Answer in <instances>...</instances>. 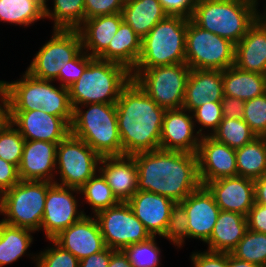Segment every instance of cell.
<instances>
[{"label":"cell","mask_w":266,"mask_h":267,"mask_svg":"<svg viewBox=\"0 0 266 267\" xmlns=\"http://www.w3.org/2000/svg\"><path fill=\"white\" fill-rule=\"evenodd\" d=\"M0 132L11 122L9 91L4 83L0 81Z\"/></svg>","instance_id":"51"},{"label":"cell","mask_w":266,"mask_h":267,"mask_svg":"<svg viewBox=\"0 0 266 267\" xmlns=\"http://www.w3.org/2000/svg\"><path fill=\"white\" fill-rule=\"evenodd\" d=\"M159 2L168 15L191 19L198 0H159Z\"/></svg>","instance_id":"47"},{"label":"cell","mask_w":266,"mask_h":267,"mask_svg":"<svg viewBox=\"0 0 266 267\" xmlns=\"http://www.w3.org/2000/svg\"><path fill=\"white\" fill-rule=\"evenodd\" d=\"M223 90L222 70L191 69L182 108L192 112L207 102H221Z\"/></svg>","instance_id":"24"},{"label":"cell","mask_w":266,"mask_h":267,"mask_svg":"<svg viewBox=\"0 0 266 267\" xmlns=\"http://www.w3.org/2000/svg\"><path fill=\"white\" fill-rule=\"evenodd\" d=\"M11 123L25 140L59 143L69 133L70 126L61 118L40 109L11 111Z\"/></svg>","instance_id":"16"},{"label":"cell","mask_w":266,"mask_h":267,"mask_svg":"<svg viewBox=\"0 0 266 267\" xmlns=\"http://www.w3.org/2000/svg\"><path fill=\"white\" fill-rule=\"evenodd\" d=\"M263 78H264L265 88H266V68H265V70L263 72Z\"/></svg>","instance_id":"59"},{"label":"cell","mask_w":266,"mask_h":267,"mask_svg":"<svg viewBox=\"0 0 266 267\" xmlns=\"http://www.w3.org/2000/svg\"><path fill=\"white\" fill-rule=\"evenodd\" d=\"M185 59L190 69L225 70L235 63V44L188 19Z\"/></svg>","instance_id":"10"},{"label":"cell","mask_w":266,"mask_h":267,"mask_svg":"<svg viewBox=\"0 0 266 267\" xmlns=\"http://www.w3.org/2000/svg\"><path fill=\"white\" fill-rule=\"evenodd\" d=\"M20 181L18 168L0 158V195Z\"/></svg>","instance_id":"48"},{"label":"cell","mask_w":266,"mask_h":267,"mask_svg":"<svg viewBox=\"0 0 266 267\" xmlns=\"http://www.w3.org/2000/svg\"><path fill=\"white\" fill-rule=\"evenodd\" d=\"M188 216L189 238L206 242L221 211L212 193L204 185H200L180 202Z\"/></svg>","instance_id":"19"},{"label":"cell","mask_w":266,"mask_h":267,"mask_svg":"<svg viewBox=\"0 0 266 267\" xmlns=\"http://www.w3.org/2000/svg\"><path fill=\"white\" fill-rule=\"evenodd\" d=\"M106 246L113 250L147 240L151 235L127 202L99 211L95 215Z\"/></svg>","instance_id":"13"},{"label":"cell","mask_w":266,"mask_h":267,"mask_svg":"<svg viewBox=\"0 0 266 267\" xmlns=\"http://www.w3.org/2000/svg\"><path fill=\"white\" fill-rule=\"evenodd\" d=\"M249 2L253 5V6H255L256 8L258 7L257 5H258V0H249Z\"/></svg>","instance_id":"57"},{"label":"cell","mask_w":266,"mask_h":267,"mask_svg":"<svg viewBox=\"0 0 266 267\" xmlns=\"http://www.w3.org/2000/svg\"><path fill=\"white\" fill-rule=\"evenodd\" d=\"M132 80L123 65L94 58L69 89L72 108L84 104L116 103L122 89Z\"/></svg>","instance_id":"4"},{"label":"cell","mask_w":266,"mask_h":267,"mask_svg":"<svg viewBox=\"0 0 266 267\" xmlns=\"http://www.w3.org/2000/svg\"><path fill=\"white\" fill-rule=\"evenodd\" d=\"M245 102L241 99L223 96L221 100L223 118L243 119Z\"/></svg>","instance_id":"50"},{"label":"cell","mask_w":266,"mask_h":267,"mask_svg":"<svg viewBox=\"0 0 266 267\" xmlns=\"http://www.w3.org/2000/svg\"><path fill=\"white\" fill-rule=\"evenodd\" d=\"M122 155L160 149L165 108L147 95L132 79L115 103Z\"/></svg>","instance_id":"2"},{"label":"cell","mask_w":266,"mask_h":267,"mask_svg":"<svg viewBox=\"0 0 266 267\" xmlns=\"http://www.w3.org/2000/svg\"><path fill=\"white\" fill-rule=\"evenodd\" d=\"M222 211L247 216L255 203L254 180L246 177H223L205 185Z\"/></svg>","instance_id":"20"},{"label":"cell","mask_w":266,"mask_h":267,"mask_svg":"<svg viewBox=\"0 0 266 267\" xmlns=\"http://www.w3.org/2000/svg\"><path fill=\"white\" fill-rule=\"evenodd\" d=\"M99 164V172L119 202H127L138 191V170L133 156H103Z\"/></svg>","instance_id":"22"},{"label":"cell","mask_w":266,"mask_h":267,"mask_svg":"<svg viewBox=\"0 0 266 267\" xmlns=\"http://www.w3.org/2000/svg\"><path fill=\"white\" fill-rule=\"evenodd\" d=\"M101 156L85 141L69 133L56 149V169L60 180L55 184L80 189L99 168Z\"/></svg>","instance_id":"11"},{"label":"cell","mask_w":266,"mask_h":267,"mask_svg":"<svg viewBox=\"0 0 266 267\" xmlns=\"http://www.w3.org/2000/svg\"><path fill=\"white\" fill-rule=\"evenodd\" d=\"M246 216L231 211H220L210 238L205 242L208 250L214 252L231 251L237 246L247 231Z\"/></svg>","instance_id":"27"},{"label":"cell","mask_w":266,"mask_h":267,"mask_svg":"<svg viewBox=\"0 0 266 267\" xmlns=\"http://www.w3.org/2000/svg\"><path fill=\"white\" fill-rule=\"evenodd\" d=\"M194 267H228V253L226 252H194L191 256Z\"/></svg>","instance_id":"46"},{"label":"cell","mask_w":266,"mask_h":267,"mask_svg":"<svg viewBox=\"0 0 266 267\" xmlns=\"http://www.w3.org/2000/svg\"><path fill=\"white\" fill-rule=\"evenodd\" d=\"M53 30L51 39L40 48L26 70L32 76L48 81H56L67 62L83 50L78 29Z\"/></svg>","instance_id":"12"},{"label":"cell","mask_w":266,"mask_h":267,"mask_svg":"<svg viewBox=\"0 0 266 267\" xmlns=\"http://www.w3.org/2000/svg\"><path fill=\"white\" fill-rule=\"evenodd\" d=\"M190 70L186 64H171L149 69H133L131 77L158 106L179 109L183 106Z\"/></svg>","instance_id":"9"},{"label":"cell","mask_w":266,"mask_h":267,"mask_svg":"<svg viewBox=\"0 0 266 267\" xmlns=\"http://www.w3.org/2000/svg\"><path fill=\"white\" fill-rule=\"evenodd\" d=\"M108 267H133L123 250H113Z\"/></svg>","instance_id":"54"},{"label":"cell","mask_w":266,"mask_h":267,"mask_svg":"<svg viewBox=\"0 0 266 267\" xmlns=\"http://www.w3.org/2000/svg\"><path fill=\"white\" fill-rule=\"evenodd\" d=\"M162 237L173 242L180 247L184 244L185 238H189L188 216L184 206L180 202H176L170 212V217Z\"/></svg>","instance_id":"40"},{"label":"cell","mask_w":266,"mask_h":267,"mask_svg":"<svg viewBox=\"0 0 266 267\" xmlns=\"http://www.w3.org/2000/svg\"><path fill=\"white\" fill-rule=\"evenodd\" d=\"M122 16L123 21L142 39L168 14L159 0H125Z\"/></svg>","instance_id":"29"},{"label":"cell","mask_w":266,"mask_h":267,"mask_svg":"<svg viewBox=\"0 0 266 267\" xmlns=\"http://www.w3.org/2000/svg\"><path fill=\"white\" fill-rule=\"evenodd\" d=\"M191 114L195 118L194 122L201 125L197 131L201 137L207 135L202 134L203 128L211 129L210 132L214 133L223 119L221 102H207L194 109Z\"/></svg>","instance_id":"43"},{"label":"cell","mask_w":266,"mask_h":267,"mask_svg":"<svg viewBox=\"0 0 266 267\" xmlns=\"http://www.w3.org/2000/svg\"><path fill=\"white\" fill-rule=\"evenodd\" d=\"M235 151L238 176L255 180L266 173L265 137H256Z\"/></svg>","instance_id":"31"},{"label":"cell","mask_w":266,"mask_h":267,"mask_svg":"<svg viewBox=\"0 0 266 267\" xmlns=\"http://www.w3.org/2000/svg\"><path fill=\"white\" fill-rule=\"evenodd\" d=\"M35 233L0 221V267L18 260L30 247Z\"/></svg>","instance_id":"32"},{"label":"cell","mask_w":266,"mask_h":267,"mask_svg":"<svg viewBox=\"0 0 266 267\" xmlns=\"http://www.w3.org/2000/svg\"><path fill=\"white\" fill-rule=\"evenodd\" d=\"M89 107L87 111L80 107ZM70 133L85 141L97 154L122 156L115 103H93L76 106Z\"/></svg>","instance_id":"5"},{"label":"cell","mask_w":266,"mask_h":267,"mask_svg":"<svg viewBox=\"0 0 266 267\" xmlns=\"http://www.w3.org/2000/svg\"><path fill=\"white\" fill-rule=\"evenodd\" d=\"M93 175L79 190L84 195L86 203L93 209L94 216L104 209L119 203L112 190L100 172Z\"/></svg>","instance_id":"35"},{"label":"cell","mask_w":266,"mask_h":267,"mask_svg":"<svg viewBox=\"0 0 266 267\" xmlns=\"http://www.w3.org/2000/svg\"><path fill=\"white\" fill-rule=\"evenodd\" d=\"M122 21V13L84 20L78 28L83 50L91 57L98 58L108 48Z\"/></svg>","instance_id":"26"},{"label":"cell","mask_w":266,"mask_h":267,"mask_svg":"<svg viewBox=\"0 0 266 267\" xmlns=\"http://www.w3.org/2000/svg\"><path fill=\"white\" fill-rule=\"evenodd\" d=\"M47 181L20 180L11 189L0 195V214L5 224L26 228L34 232L41 228L47 189Z\"/></svg>","instance_id":"8"},{"label":"cell","mask_w":266,"mask_h":267,"mask_svg":"<svg viewBox=\"0 0 266 267\" xmlns=\"http://www.w3.org/2000/svg\"><path fill=\"white\" fill-rule=\"evenodd\" d=\"M20 80L6 82L10 111H31L40 109L45 113L61 117L69 126L73 119V108L69 99V89L60 85L55 87L52 81L39 79L27 71Z\"/></svg>","instance_id":"6"},{"label":"cell","mask_w":266,"mask_h":267,"mask_svg":"<svg viewBox=\"0 0 266 267\" xmlns=\"http://www.w3.org/2000/svg\"><path fill=\"white\" fill-rule=\"evenodd\" d=\"M255 203L266 205V173L254 180Z\"/></svg>","instance_id":"53"},{"label":"cell","mask_w":266,"mask_h":267,"mask_svg":"<svg viewBox=\"0 0 266 267\" xmlns=\"http://www.w3.org/2000/svg\"><path fill=\"white\" fill-rule=\"evenodd\" d=\"M95 218V219H94ZM64 250L80 260L104 250L107 246L96 217L84 215L53 239Z\"/></svg>","instance_id":"18"},{"label":"cell","mask_w":266,"mask_h":267,"mask_svg":"<svg viewBox=\"0 0 266 267\" xmlns=\"http://www.w3.org/2000/svg\"><path fill=\"white\" fill-rule=\"evenodd\" d=\"M138 170V190L181 202L200 185L197 154L157 149L132 155Z\"/></svg>","instance_id":"1"},{"label":"cell","mask_w":266,"mask_h":267,"mask_svg":"<svg viewBox=\"0 0 266 267\" xmlns=\"http://www.w3.org/2000/svg\"><path fill=\"white\" fill-rule=\"evenodd\" d=\"M197 158L201 185L223 177L238 176L235 149L211 135L201 137Z\"/></svg>","instance_id":"15"},{"label":"cell","mask_w":266,"mask_h":267,"mask_svg":"<svg viewBox=\"0 0 266 267\" xmlns=\"http://www.w3.org/2000/svg\"><path fill=\"white\" fill-rule=\"evenodd\" d=\"M249 0H198L191 20L235 45L260 17Z\"/></svg>","instance_id":"3"},{"label":"cell","mask_w":266,"mask_h":267,"mask_svg":"<svg viewBox=\"0 0 266 267\" xmlns=\"http://www.w3.org/2000/svg\"><path fill=\"white\" fill-rule=\"evenodd\" d=\"M188 19L170 16L158 22L142 38L141 53L134 69H149L171 64H186Z\"/></svg>","instance_id":"7"},{"label":"cell","mask_w":266,"mask_h":267,"mask_svg":"<svg viewBox=\"0 0 266 267\" xmlns=\"http://www.w3.org/2000/svg\"><path fill=\"white\" fill-rule=\"evenodd\" d=\"M246 218L248 229L266 234V205L254 203Z\"/></svg>","instance_id":"49"},{"label":"cell","mask_w":266,"mask_h":267,"mask_svg":"<svg viewBox=\"0 0 266 267\" xmlns=\"http://www.w3.org/2000/svg\"><path fill=\"white\" fill-rule=\"evenodd\" d=\"M125 0H84L85 20L122 13Z\"/></svg>","instance_id":"45"},{"label":"cell","mask_w":266,"mask_h":267,"mask_svg":"<svg viewBox=\"0 0 266 267\" xmlns=\"http://www.w3.org/2000/svg\"><path fill=\"white\" fill-rule=\"evenodd\" d=\"M72 192L81 194L79 189L61 186L55 183L47 189L40 230H44L48 240H53L64 229L86 215L84 210L78 211V201Z\"/></svg>","instance_id":"14"},{"label":"cell","mask_w":266,"mask_h":267,"mask_svg":"<svg viewBox=\"0 0 266 267\" xmlns=\"http://www.w3.org/2000/svg\"><path fill=\"white\" fill-rule=\"evenodd\" d=\"M25 139L10 122L0 132V158L19 167L23 154Z\"/></svg>","instance_id":"39"},{"label":"cell","mask_w":266,"mask_h":267,"mask_svg":"<svg viewBox=\"0 0 266 267\" xmlns=\"http://www.w3.org/2000/svg\"><path fill=\"white\" fill-rule=\"evenodd\" d=\"M234 66L242 71L263 74L266 68V22L260 17L235 45Z\"/></svg>","instance_id":"25"},{"label":"cell","mask_w":266,"mask_h":267,"mask_svg":"<svg viewBox=\"0 0 266 267\" xmlns=\"http://www.w3.org/2000/svg\"><path fill=\"white\" fill-rule=\"evenodd\" d=\"M265 10H266V7H265ZM262 14L260 13V18L266 22V11Z\"/></svg>","instance_id":"58"},{"label":"cell","mask_w":266,"mask_h":267,"mask_svg":"<svg viewBox=\"0 0 266 267\" xmlns=\"http://www.w3.org/2000/svg\"><path fill=\"white\" fill-rule=\"evenodd\" d=\"M243 120L257 137L266 136V92L245 101Z\"/></svg>","instance_id":"41"},{"label":"cell","mask_w":266,"mask_h":267,"mask_svg":"<svg viewBox=\"0 0 266 267\" xmlns=\"http://www.w3.org/2000/svg\"><path fill=\"white\" fill-rule=\"evenodd\" d=\"M142 39L122 21L108 48L98 57L125 66L130 72L136 67L141 53Z\"/></svg>","instance_id":"28"},{"label":"cell","mask_w":266,"mask_h":267,"mask_svg":"<svg viewBox=\"0 0 266 267\" xmlns=\"http://www.w3.org/2000/svg\"><path fill=\"white\" fill-rule=\"evenodd\" d=\"M112 249L106 247L104 250L92 254L79 261V267H108Z\"/></svg>","instance_id":"52"},{"label":"cell","mask_w":266,"mask_h":267,"mask_svg":"<svg viewBox=\"0 0 266 267\" xmlns=\"http://www.w3.org/2000/svg\"><path fill=\"white\" fill-rule=\"evenodd\" d=\"M186 111L184 108L166 109L161 129L160 149L197 154L201 136L194 130L195 123L190 115L191 112L187 111L188 114Z\"/></svg>","instance_id":"17"},{"label":"cell","mask_w":266,"mask_h":267,"mask_svg":"<svg viewBox=\"0 0 266 267\" xmlns=\"http://www.w3.org/2000/svg\"><path fill=\"white\" fill-rule=\"evenodd\" d=\"M208 135L233 149L240 148L257 137L249 125L243 119L238 118H223L217 130Z\"/></svg>","instance_id":"36"},{"label":"cell","mask_w":266,"mask_h":267,"mask_svg":"<svg viewBox=\"0 0 266 267\" xmlns=\"http://www.w3.org/2000/svg\"><path fill=\"white\" fill-rule=\"evenodd\" d=\"M223 96L248 101L266 92L263 74L247 72L231 66L222 70Z\"/></svg>","instance_id":"30"},{"label":"cell","mask_w":266,"mask_h":267,"mask_svg":"<svg viewBox=\"0 0 266 267\" xmlns=\"http://www.w3.org/2000/svg\"><path fill=\"white\" fill-rule=\"evenodd\" d=\"M231 254L238 259L262 266L266 262V234L247 229Z\"/></svg>","instance_id":"37"},{"label":"cell","mask_w":266,"mask_h":267,"mask_svg":"<svg viewBox=\"0 0 266 267\" xmlns=\"http://www.w3.org/2000/svg\"><path fill=\"white\" fill-rule=\"evenodd\" d=\"M156 236L129 245L123 249L133 267H159L160 248L155 242Z\"/></svg>","instance_id":"38"},{"label":"cell","mask_w":266,"mask_h":267,"mask_svg":"<svg viewBox=\"0 0 266 267\" xmlns=\"http://www.w3.org/2000/svg\"><path fill=\"white\" fill-rule=\"evenodd\" d=\"M43 18L44 7L36 0H0V21L28 26Z\"/></svg>","instance_id":"33"},{"label":"cell","mask_w":266,"mask_h":267,"mask_svg":"<svg viewBox=\"0 0 266 267\" xmlns=\"http://www.w3.org/2000/svg\"><path fill=\"white\" fill-rule=\"evenodd\" d=\"M94 59L84 50H82L73 60L67 62V66L64 68L63 72H59L57 80L61 82V86L68 88L74 82H76L88 64Z\"/></svg>","instance_id":"44"},{"label":"cell","mask_w":266,"mask_h":267,"mask_svg":"<svg viewBox=\"0 0 266 267\" xmlns=\"http://www.w3.org/2000/svg\"><path fill=\"white\" fill-rule=\"evenodd\" d=\"M135 216L151 236H162L175 202L168 197L138 190L128 201Z\"/></svg>","instance_id":"23"},{"label":"cell","mask_w":266,"mask_h":267,"mask_svg":"<svg viewBox=\"0 0 266 267\" xmlns=\"http://www.w3.org/2000/svg\"><path fill=\"white\" fill-rule=\"evenodd\" d=\"M228 267H261V266L238 259L234 257L231 253H228Z\"/></svg>","instance_id":"55"},{"label":"cell","mask_w":266,"mask_h":267,"mask_svg":"<svg viewBox=\"0 0 266 267\" xmlns=\"http://www.w3.org/2000/svg\"><path fill=\"white\" fill-rule=\"evenodd\" d=\"M53 11L44 8L45 18L54 20V29H78L85 20L84 0H54Z\"/></svg>","instance_id":"34"},{"label":"cell","mask_w":266,"mask_h":267,"mask_svg":"<svg viewBox=\"0 0 266 267\" xmlns=\"http://www.w3.org/2000/svg\"><path fill=\"white\" fill-rule=\"evenodd\" d=\"M54 245L45 251H41L34 257L37 267H79V259L69 251L64 250L54 240H50Z\"/></svg>","instance_id":"42"},{"label":"cell","mask_w":266,"mask_h":267,"mask_svg":"<svg viewBox=\"0 0 266 267\" xmlns=\"http://www.w3.org/2000/svg\"><path fill=\"white\" fill-rule=\"evenodd\" d=\"M37 2H39L44 8L47 7L46 1L48 0H36Z\"/></svg>","instance_id":"56"},{"label":"cell","mask_w":266,"mask_h":267,"mask_svg":"<svg viewBox=\"0 0 266 267\" xmlns=\"http://www.w3.org/2000/svg\"><path fill=\"white\" fill-rule=\"evenodd\" d=\"M57 143L25 140L18 167L20 180L47 181L54 183Z\"/></svg>","instance_id":"21"}]
</instances>
